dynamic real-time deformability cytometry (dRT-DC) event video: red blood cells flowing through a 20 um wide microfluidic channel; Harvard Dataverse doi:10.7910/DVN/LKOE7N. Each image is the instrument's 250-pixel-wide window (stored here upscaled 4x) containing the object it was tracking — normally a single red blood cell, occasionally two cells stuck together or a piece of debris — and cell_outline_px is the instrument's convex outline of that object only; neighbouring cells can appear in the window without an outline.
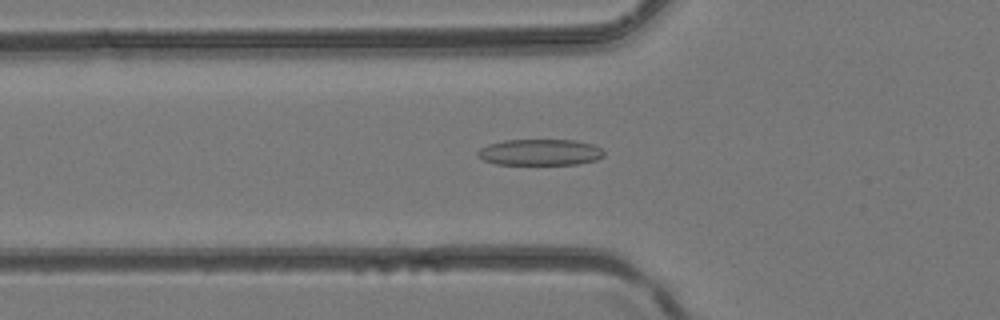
{"species": "common noctule bat (a hibernating species)", "species_latin": "Nyctalus noctula", "temperature_condition": "room temperature", "stored_images_in_passage": 42, "segment_of_instrument_passage": [1, 2], "camera_frame_rate_fps": 3000, "um_per_image_px": 0.085, "animal": {"sex": "female", "body_mass_g": 24.6, "forearm_length_mm": 56.2}, "frame": {"image": 1, "passage_image": 14, "time_ms": 4.333, "image_size_px": [1000, 320], "cell_outline_px": [[604, 156], [596, 160], [580, 164], [496, 164], [484, 160], [476, 152], [480, 148], [488, 144], [504, 140], [576, 140], [592, 144], [600, 148], [604, 152]], "centroid_in_image_um": [45.92, 12.94], "position_along_channel_um": 79.9, "area_um2": 19.25}}
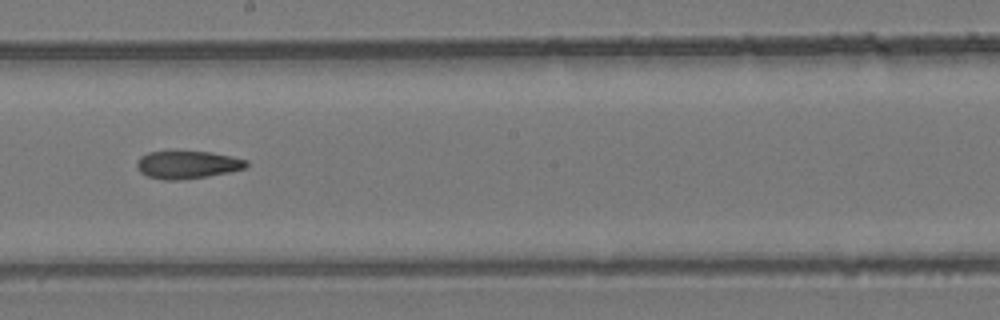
{"frame": {"image": 2, "passage_image": 23, "time_ms": 7.333, "image_size_px": [1000, 320], "cell_outline_px": [[248, 164], [244, 168], [228, 172], [208, 176], [180, 180], [164, 180], [148, 176], [140, 172], [136, 164], [140, 156], [148, 152], [212, 152], [248, 160]], "centroid_in_image_um": [15.92, 14.01], "position_along_channel_um": 232.3, "area_um2": 17.51}}
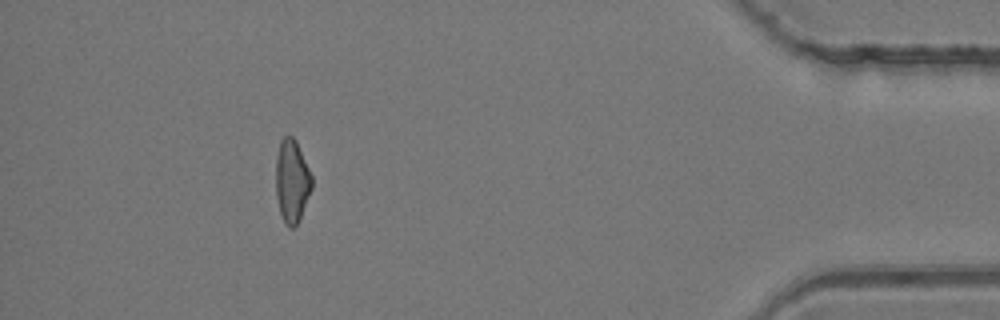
{"frame": {"image": 3, "passage_image": 37, "time_ms": 12.0, "image_size_px": [1000, 320], "cell_outline_px": [[312, 188], [300, 220], [292, 228], [288, 228], [280, 212], [276, 196], [276, 156], [280, 140], [284, 136], [292, 136], [296, 140], [312, 176]], "centroid_in_image_um": [24.81, 15.38], "position_along_channel_um": 410.4, "area_um2": 17.46}}